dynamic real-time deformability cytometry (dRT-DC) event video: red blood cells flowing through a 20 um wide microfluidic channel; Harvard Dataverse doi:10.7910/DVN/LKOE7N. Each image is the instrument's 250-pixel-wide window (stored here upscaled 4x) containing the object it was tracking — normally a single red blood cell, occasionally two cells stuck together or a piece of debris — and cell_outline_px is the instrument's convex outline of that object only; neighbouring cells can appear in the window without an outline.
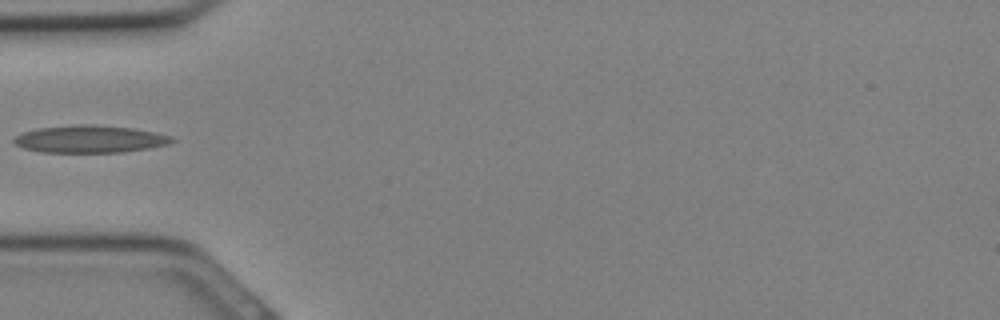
{"species": "Egyptian fruit bat (a non-hibernating species)", "species_latin": "Rousettus aegyptiacus", "temperature_condition": "cold", "stored_images_in_passage": 10, "camera_frame_rate_fps": 3000, "um_per_image_px": 0.085, "animal": {"sex": "female"}, "frame": {"image": 1, "passage_image": 9, "time_ms": 2.667, "image_size_px": [1000, 320], "cell_outline_px": [[176, 140], [168, 144], [148, 148], [124, 152], [44, 152], [24, 148], [16, 144], [12, 140], [16, 136], [24, 132], [36, 128], [80, 124], [92, 124], [132, 128], [156, 132], [172, 136]], "centroid_in_image_um": [7.67, 11.81], "position_along_channel_um": 77.3, "area_um2": 25.14}}